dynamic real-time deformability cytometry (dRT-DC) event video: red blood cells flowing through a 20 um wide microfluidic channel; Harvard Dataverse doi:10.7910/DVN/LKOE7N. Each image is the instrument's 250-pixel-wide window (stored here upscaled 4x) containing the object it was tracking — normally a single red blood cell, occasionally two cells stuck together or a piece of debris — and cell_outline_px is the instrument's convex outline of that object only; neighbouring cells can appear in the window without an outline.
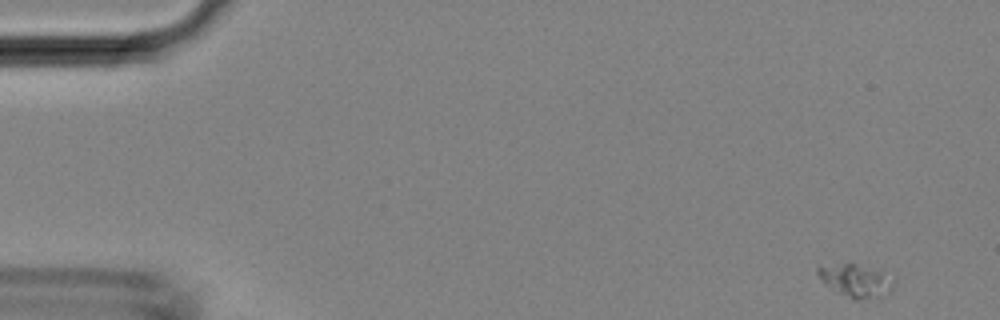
{"species": "Egyptian fruit bat (a non-hibernating species)", "species_latin": "Rousettus aegyptiacus", "temperature_condition": "room temperature", "stored_images_in_passage": 43, "camera_frame_rate_fps": 3000, "um_per_image_px": 0.085, "animal": {"sex": "female"}, "frame": {"image": 1, "passage_image": 1, "time_ms": 0.0, "image_size_px": [1000, 320], "cell_outline_px": [[896, 284], [884, 296], [856, 300], [836, 292], [816, 272], [816, 268], [844, 264], [856, 264], [884, 268], [896, 280]], "centroid_in_image_um": [72.92, 23.84], "position_along_channel_um": 12.1, "area_um2": 14.68}}
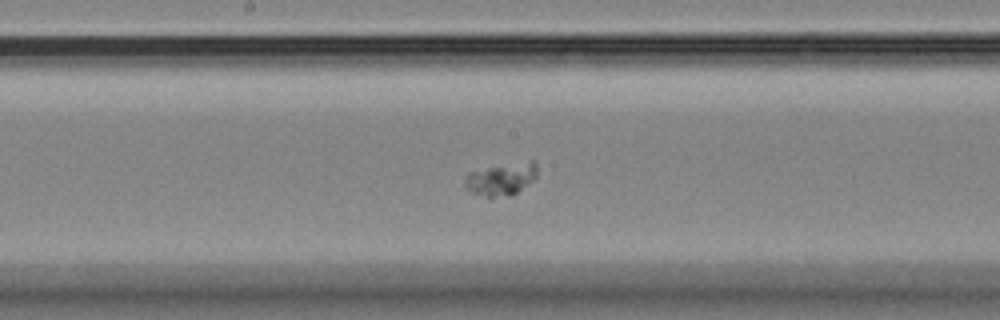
{"frame": {"image": 2, "passage_image": 22, "time_ms": 7.0, "image_size_px": [1000, 320], "cell_outline_px": [[536, 176], [528, 184], [512, 196], [484, 196], [472, 192], [464, 188], [464, 180], [468, 172], [488, 168], [532, 160], [536, 160]], "centroid_in_image_um": [42.59, 15.23], "position_along_channel_um": 205.6, "area_um2": 13.41}}
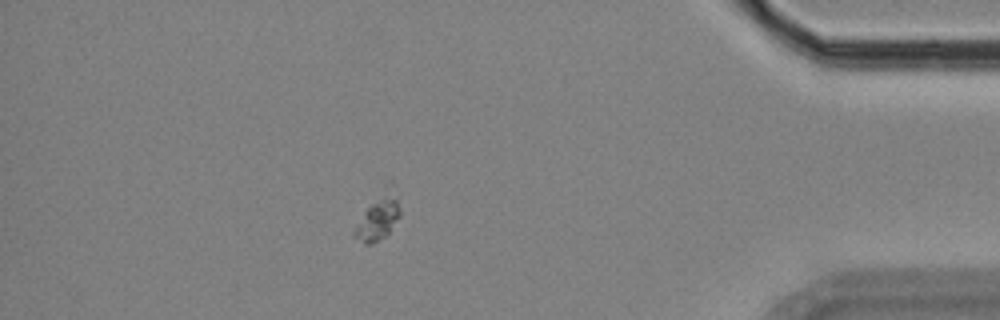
{"frame": {"image": 3, "passage_image": 38, "time_ms": 12.333, "image_size_px": [1000, 320], "cell_outline_px": [[400, 216], [388, 232], [384, 236], [372, 244], [364, 244], [352, 236], [352, 232], [364, 212], [372, 204], [384, 196], [396, 200], [400, 208]], "centroid_in_image_um": [32.05, 18.77], "position_along_channel_um": 403.2, "area_um2": 10.23}}